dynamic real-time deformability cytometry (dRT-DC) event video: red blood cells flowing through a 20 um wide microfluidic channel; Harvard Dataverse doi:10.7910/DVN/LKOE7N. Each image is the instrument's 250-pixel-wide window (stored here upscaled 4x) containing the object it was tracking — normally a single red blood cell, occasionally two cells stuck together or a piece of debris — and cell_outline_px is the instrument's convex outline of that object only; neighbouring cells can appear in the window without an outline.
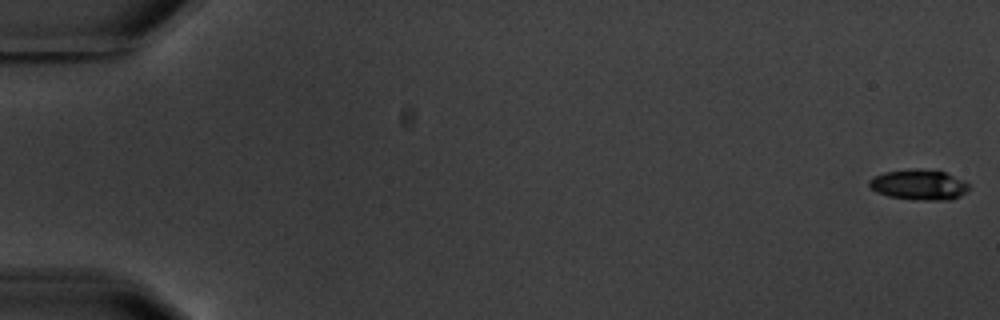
{"species": "common noctule bat (a hibernating species)", "species_latin": "Nyctalus noctula", "temperature_condition": "warm", "stored_images_in_passage": 7, "camera_frame_rate_fps": 3000, "um_per_image_px": 0.085, "animal": {"sex": "male", "body_mass_g": 20.1, "forearm_length_mm": 53.5}, "frame": {"image": 1, "passage_image": 1, "time_ms": 0.0, "image_size_px": [1000, 320], "cell_outline_px": [[968, 192], [952, 200], [920, 200], [888, 196], [876, 192], [868, 184], [868, 180], [872, 176], [884, 172], [916, 168], [944, 172], [964, 180], [968, 184]], "centroid_in_image_um": [78.11, 15.7], "position_along_channel_um": 6.9, "area_um2": 17.74}}
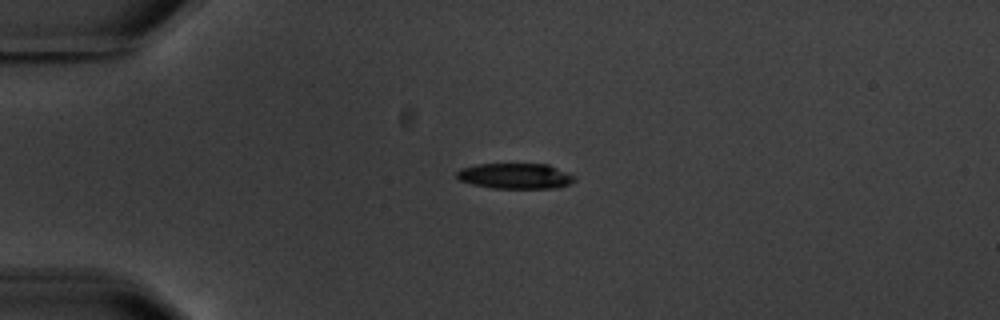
{"frame": {"image": 2, "passage_image": 5, "time_ms": 4.667, "image_size_px": [1000, 320], "cell_outline_px": [[576, 180], [560, 188], [492, 188], [472, 184], [460, 180], [456, 176], [456, 172], [460, 168], [476, 164], [548, 164], [576, 176]], "centroid_in_image_um": [43.81, 14.96], "position_along_channel_um": 41.2, "area_um2": 17.63}}
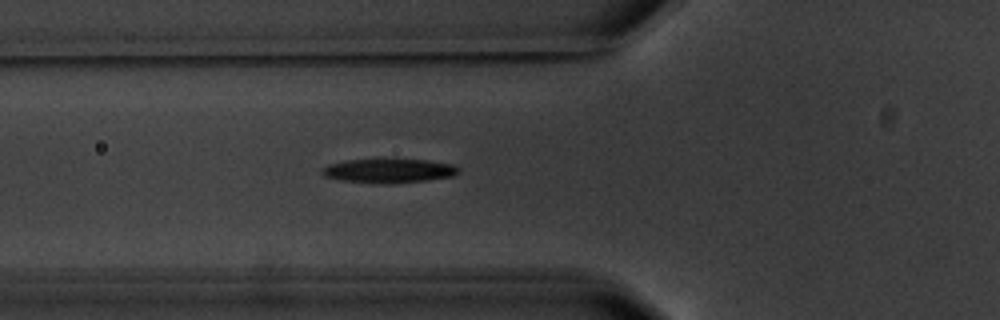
{"frame": {"image": 3, "passage_image": 7, "time_ms": 7.0, "image_size_px": [1000, 320], "cell_outline_px": [[460, 172], [452, 176], [428, 180], [388, 184], [384, 184], [340, 180], [324, 176], [320, 172], [320, 168], [328, 164], [348, 160], [392, 156], [428, 160], [452, 164], [460, 168]], "centroid_in_image_um": [33.04, 14.47], "position_along_channel_um": 92.8, "area_um2": 20.29}}